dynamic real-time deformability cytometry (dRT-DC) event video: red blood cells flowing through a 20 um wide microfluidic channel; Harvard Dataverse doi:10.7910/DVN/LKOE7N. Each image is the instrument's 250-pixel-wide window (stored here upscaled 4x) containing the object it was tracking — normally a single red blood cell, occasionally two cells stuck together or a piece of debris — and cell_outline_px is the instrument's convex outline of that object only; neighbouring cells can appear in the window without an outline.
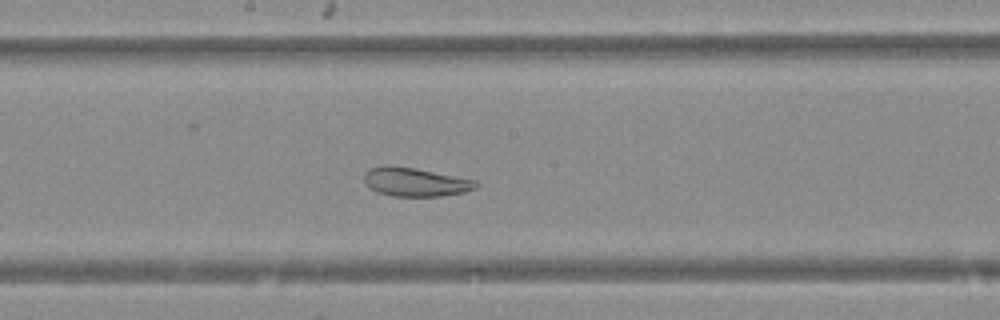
{"species": "Egyptian fruit bat (a non-hibernating species)", "species_latin": "Rousettus aegyptiacus", "temperature_condition": "warm", "stored_images_in_passage": 47, "camera_frame_rate_fps": 3000, "um_per_image_px": 0.085, "animal": {"sex": "female"}, "frame": {"image": 1, "passage_image": 23, "time_ms": 7.333, "image_size_px": [1000, 320], "cell_outline_px": [[480, 184], [476, 188], [464, 192], [440, 196], [392, 196], [376, 192], [364, 180], [364, 172], [368, 168], [412, 168], [476, 180]], "centroid_in_image_um": [35.36, 15.51], "position_along_channel_um": 212.8, "area_um2": 17.98}}
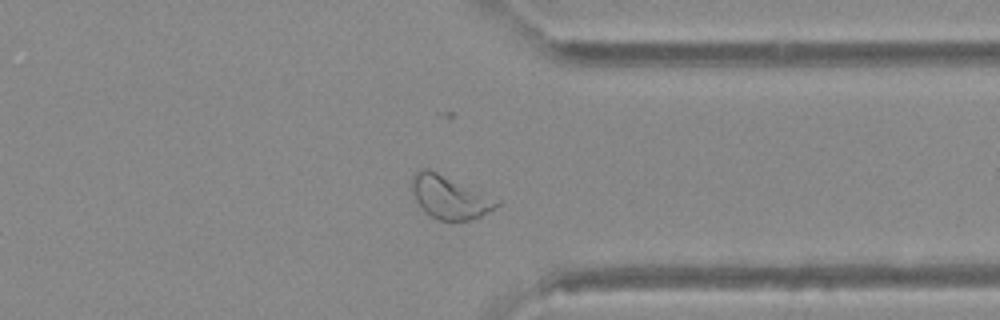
{"frame": {"image": 2, "passage_image": 35, "time_ms": 11.333, "image_size_px": [1000, 320], "cell_outline_px": [[500, 204], [480, 216], [468, 220], [440, 220], [424, 212], [416, 200], [412, 188], [412, 176], [420, 168], [428, 168], [500, 200]], "centroid_in_image_um": [38.19, 16.75], "position_along_channel_um": 373.2, "area_um2": 20.87}}
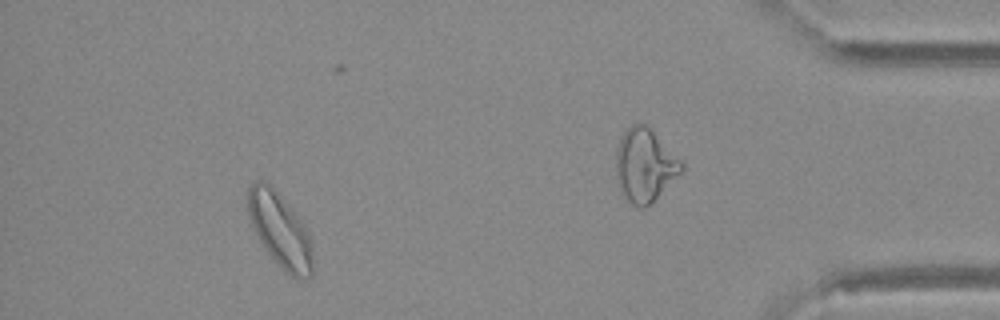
{"frame": {"image": 3, "passage_image": 42, "time_ms": 13.667, "image_size_px": [1000, 320], "cell_outline_px": [[312, 276], [304, 280], [300, 280], [292, 276], [268, 252], [252, 228], [248, 216], [248, 188], [256, 180], [260, 180], [268, 184], [292, 208], [304, 224], [308, 232], [312, 244]], "centroid_in_image_um": [23.82, 19.56], "position_along_channel_um": 411.4, "area_um2": 27.63}}